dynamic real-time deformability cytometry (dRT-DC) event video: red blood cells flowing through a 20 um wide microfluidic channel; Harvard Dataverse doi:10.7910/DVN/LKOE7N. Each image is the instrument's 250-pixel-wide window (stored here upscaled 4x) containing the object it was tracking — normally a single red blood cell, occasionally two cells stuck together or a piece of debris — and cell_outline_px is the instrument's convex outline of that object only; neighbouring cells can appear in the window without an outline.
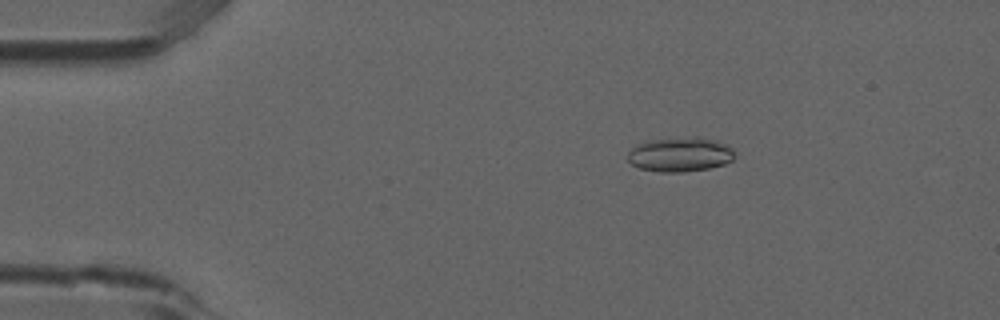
{"species": "common noctule bat (a hibernating species)", "species_latin": "Nyctalus noctula", "temperature_condition": "room temperature", "stored_images_in_passage": 4, "camera_frame_rate_fps": 3000, "um_per_image_px": 0.085, "animal": {"sex": "male", "forearm_length_mm": 52.5}, "frame": {"image": 1, "passage_image": 3, "time_ms": 0.667, "image_size_px": [1000, 320], "cell_outline_px": [[736, 156], [732, 160], [724, 164], [708, 168], [680, 172], [660, 172], [640, 168], [632, 164], [628, 160], [628, 152], [636, 144], [648, 140], [696, 136], [716, 140], [732, 148], [736, 152]], "centroid_in_image_um": [57.82, 13.12], "position_along_channel_um": 27.2, "area_um2": 21.56}}